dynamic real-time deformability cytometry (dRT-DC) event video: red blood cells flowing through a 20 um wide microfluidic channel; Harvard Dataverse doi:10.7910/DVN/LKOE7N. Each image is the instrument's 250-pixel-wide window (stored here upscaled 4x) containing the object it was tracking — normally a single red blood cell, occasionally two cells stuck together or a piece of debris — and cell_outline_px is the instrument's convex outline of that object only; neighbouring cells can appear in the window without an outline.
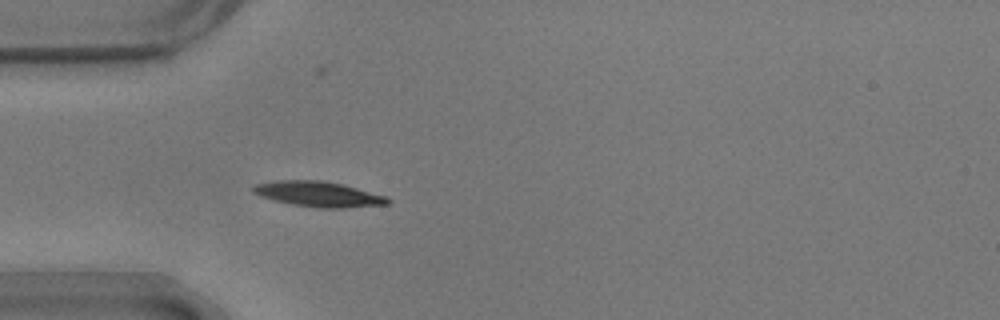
{"species": "common noctule bat (a hibernating species)", "species_latin": "Nyctalus noctula", "temperature_condition": "warm", "stored_images_in_passage": 41, "camera_frame_rate_fps": 3000, "um_per_image_px": 0.085, "animal": {"sex": "male", "body_mass_g": 17.9}, "frame": {"image": 1, "passage_image": 1, "time_ms": 0.0, "image_size_px": [1000, 320], "cell_outline_px": [[392, 204], [344, 208], [320, 208], [292, 204], [272, 200], [260, 196], [252, 192], [252, 188], [256, 184], [276, 180], [320, 180], [344, 184], [388, 196], [392, 200]], "centroid_in_image_um": [27.13, 16.5], "position_along_channel_um": 57.9, "area_um2": 20.17}}
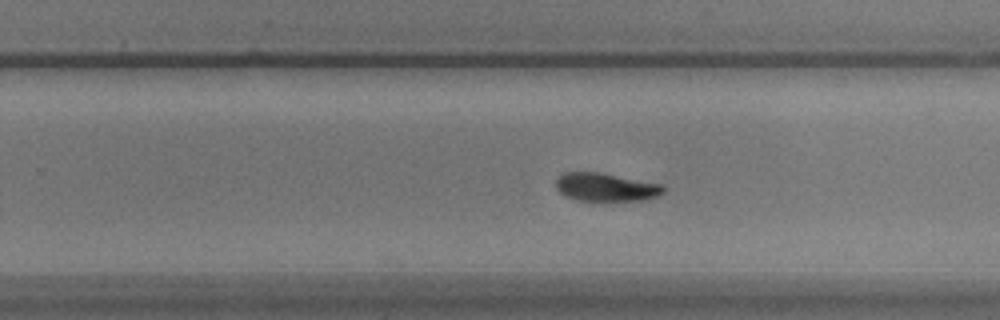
{"frame": {"image": 2, "passage_image": 20, "time_ms": 6.333, "image_size_px": [1000, 320], "cell_outline_px": [[668, 188], [660, 196], [648, 200], [604, 204], [588, 204], [572, 200], [556, 192], [556, 176], [564, 172], [600, 172], [664, 184]], "centroid_in_image_um": [51.5, 15.99], "position_along_channel_um": 278.3, "area_um2": 19.59}}
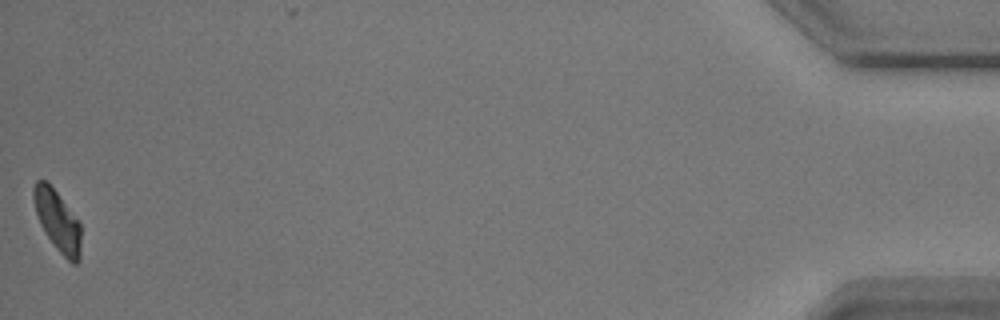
{"frame": {"image": 3, "passage_image": 41, "time_ms": 13.333, "image_size_px": [1000, 320], "cell_outline_px": [[80, 260], [76, 264], [72, 264], [56, 248], [44, 232], [40, 224], [32, 200], [32, 188], [36, 180], [44, 180], [56, 192], [80, 220]], "centroid_in_image_um": [4.88, 18.77], "position_along_channel_um": 430.3, "area_um2": 16.88}, "authors_computed_cell_mechanics": {"area_um2": 19.4208, "velocity_mm_per_s": 3.531, "shape_relaxation_time_tau1_ms": 1.17, "shape_relaxation_time_tau2_ms": 8.0029, "deformation_change_tau1": 0.3051, "deformation_change_tau2": 0.11}}